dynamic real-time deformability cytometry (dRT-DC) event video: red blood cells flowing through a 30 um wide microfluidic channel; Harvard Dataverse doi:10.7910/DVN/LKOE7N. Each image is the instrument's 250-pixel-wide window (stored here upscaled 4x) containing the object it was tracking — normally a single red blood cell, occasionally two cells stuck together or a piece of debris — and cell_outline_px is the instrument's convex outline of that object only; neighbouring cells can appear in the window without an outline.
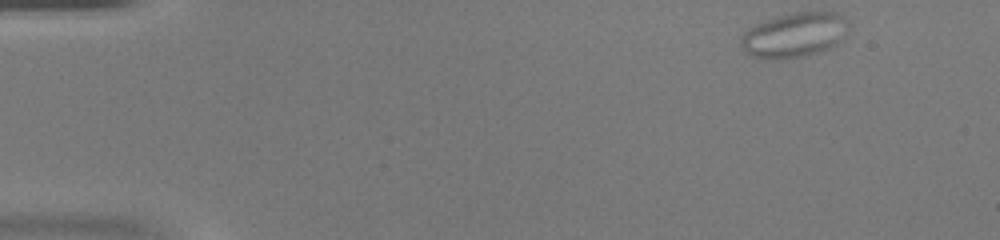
{"species": "common noctule bat (a hibernating species)", "species_latin": "Nyctalus noctula", "temperature_condition": "warm", "stored_images_in_passage": 44, "camera_frame_rate_fps": 3000, "um_per_image_px": 0.085, "animal": {"sex": "female", "body_mass_g": 20.0, "forearm_length_mm": 54.0}, "frame": {"image": 1, "passage_image": 1, "time_ms": 0.0, "image_size_px": [1000, 240], "cell_outline_px": [[848, 32], [836, 44], [828, 48], [804, 56], [752, 56], [740, 44], [740, 40], [744, 32], [748, 28], [756, 24], [780, 16], [796, 12], [836, 12], [844, 16], [848, 20]], "centroid_in_image_um": [67.59, 2.92], "position_along_channel_um": 17.4, "area_um2": 27.05}}
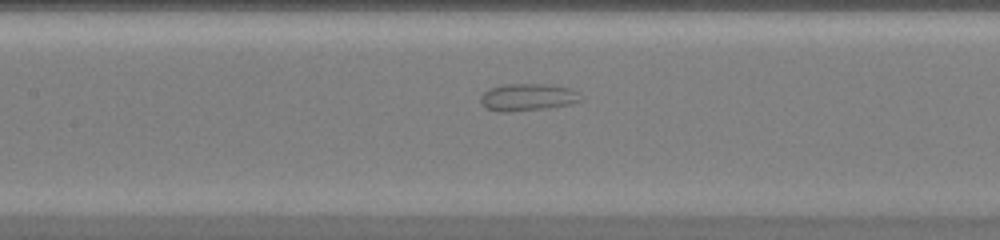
{"frame": {"image": 2, "passage_image": 19, "time_ms": 6.0, "image_size_px": [1000, 240], "cell_outline_px": [[584, 100], [568, 104], [548, 108], [508, 112], [500, 112], [484, 108], [480, 104], [480, 96], [488, 88], [504, 84], [548, 84], [568, 88], [584, 96]], "centroid_in_image_um": [44.81, 8.27], "position_along_channel_um": 162.6, "area_um2": 16.13}}
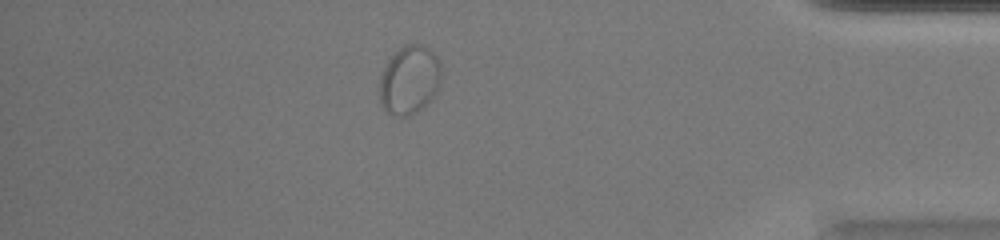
{"frame": {"image": 3, "passage_image": 38, "time_ms": 12.333, "image_size_px": [1000, 240], "cell_outline_px": [[440, 88], [432, 100], [416, 112], [408, 116], [392, 116], [380, 104], [380, 76], [388, 60], [404, 44], [420, 44], [428, 48], [436, 56], [440, 64]], "centroid_in_image_um": [34.81, 6.82], "position_along_channel_um": 400.4, "area_um2": 24.8}}